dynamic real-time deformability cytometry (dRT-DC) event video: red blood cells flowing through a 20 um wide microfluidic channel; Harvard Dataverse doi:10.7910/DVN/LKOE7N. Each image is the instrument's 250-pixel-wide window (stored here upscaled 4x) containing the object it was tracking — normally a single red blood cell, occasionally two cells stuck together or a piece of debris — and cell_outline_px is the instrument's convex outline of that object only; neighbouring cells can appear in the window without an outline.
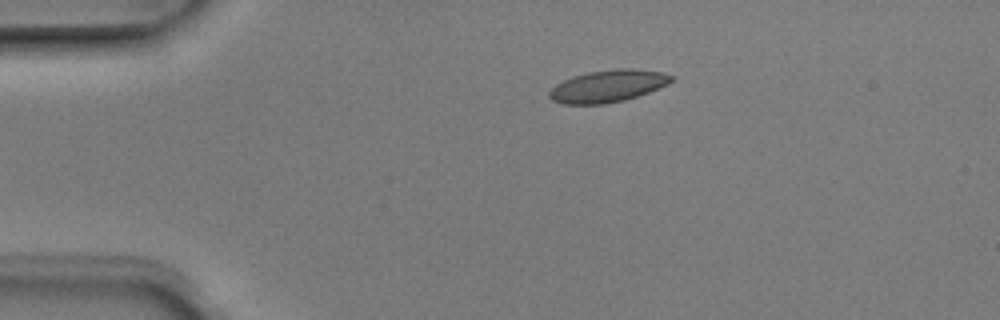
{"species": "Egyptian fruit bat (a non-hibernating species)", "species_latin": "Rousettus aegyptiacus", "temperature_condition": "room temperature", "stored_images_in_passage": 7, "camera_frame_rate_fps": 3000, "um_per_image_px": 0.085, "animal": {"sex": "male"}, "frame": {"image": 1, "passage_image": 3, "time_ms": 0.667, "image_size_px": [1000, 320], "cell_outline_px": [[672, 80], [668, 84], [648, 92], [624, 100], [604, 104], [564, 104], [552, 100], [548, 96], [548, 92], [556, 84], [564, 80], [588, 72], [620, 68], [632, 68], [660, 72], [672, 76]], "centroid_in_image_um": [51.64, 7.32], "position_along_channel_um": 33.4, "area_um2": 22.54}}
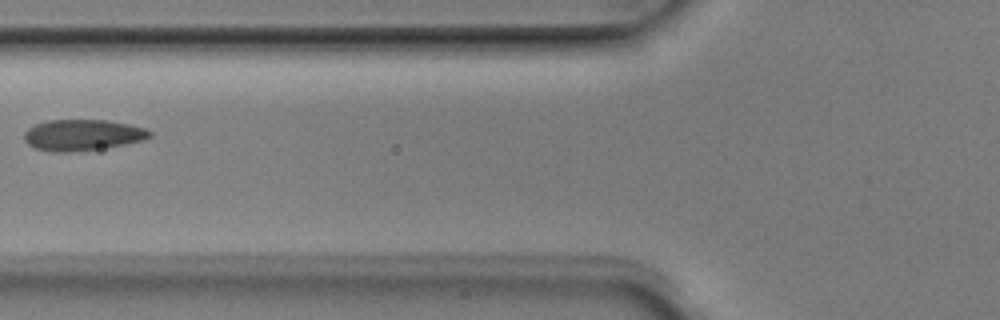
{"frame": {"image": 2, "passage_image": 5, "time_ms": 1.333, "image_size_px": [1000, 320], "cell_outline_px": [[152, 136], [144, 140], [124, 144], [100, 148], [68, 152], [52, 152], [36, 148], [28, 144], [24, 140], [24, 132], [28, 128], [36, 124], [48, 120], [108, 120], [128, 124], [144, 128], [152, 132]], "centroid_in_image_um": [7.0, 11.47], "position_along_channel_um": 118.8, "area_um2": 22.6}}
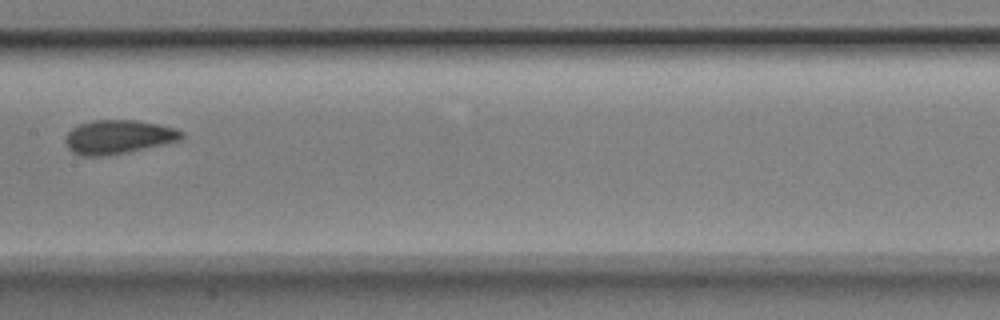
{"frame": {"image": 3, "passage_image": 7, "time_ms": 2.0, "image_size_px": [1000, 320], "cell_outline_px": [[184, 136], [180, 140], [164, 144], [128, 152], [108, 156], [80, 156], [72, 152], [64, 144], [64, 136], [72, 128], [80, 124], [92, 120], [136, 120], [160, 124], [176, 128], [184, 132]], "centroid_in_image_um": [10.04, 11.64], "position_along_channel_um": 197.4, "area_um2": 23.29}}